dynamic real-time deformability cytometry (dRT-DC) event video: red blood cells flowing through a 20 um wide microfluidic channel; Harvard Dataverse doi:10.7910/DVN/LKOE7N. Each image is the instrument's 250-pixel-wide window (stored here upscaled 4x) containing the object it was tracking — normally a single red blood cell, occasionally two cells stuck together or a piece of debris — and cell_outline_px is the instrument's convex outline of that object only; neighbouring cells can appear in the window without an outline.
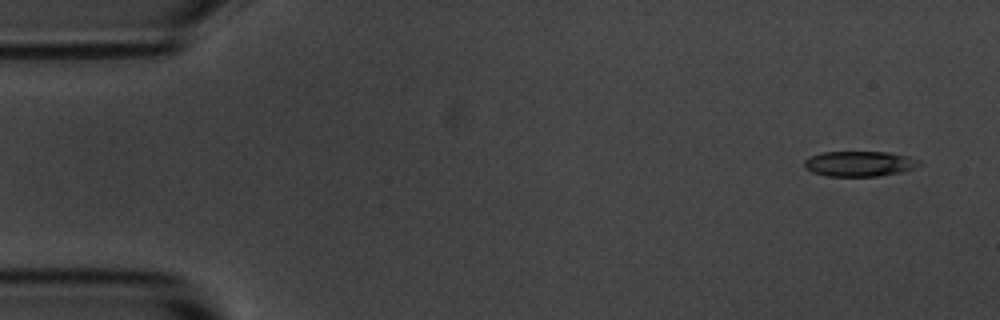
{"species": "common noctule bat (a hibernating species)", "species_latin": "Nyctalus noctula", "temperature_condition": "room temperature", "stored_images_in_passage": 5, "camera_frame_rate_fps": 3000, "um_per_image_px": 0.085, "animal": {"sex": "male", "body_mass_g": 20.1, "forearm_length_mm": 53.5}, "frame": {"image": 1, "passage_image": 1, "time_ms": 0.0, "image_size_px": [1000, 320], "cell_outline_px": [[924, 164], [900, 172], [880, 176], [828, 176], [812, 172], [804, 164], [804, 160], [812, 156], [824, 152], [888, 152], [908, 156], [920, 160]], "centroid_in_image_um": [73.1, 13.91], "position_along_channel_um": 11.9, "area_um2": 16.82}}
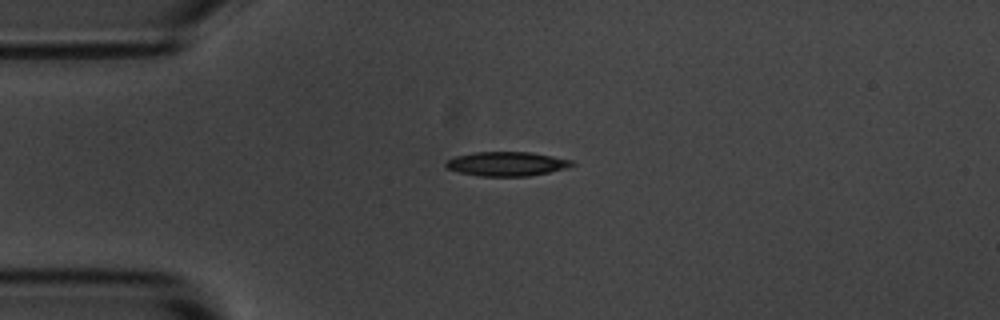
{"frame": {"image": 2, "passage_image": 4, "time_ms": 3.333, "image_size_px": [1000, 320], "cell_outline_px": [[576, 164], [564, 168], [548, 172], [528, 176], [480, 176], [460, 172], [448, 168], [444, 164], [448, 160], [456, 156], [476, 152], [532, 152], [572, 160]], "centroid_in_image_um": [43.08, 13.92], "position_along_channel_um": 41.9, "area_um2": 17.57}}